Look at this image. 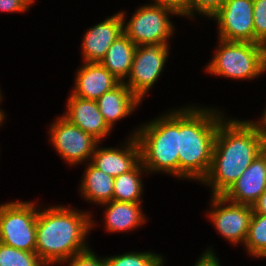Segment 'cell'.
<instances>
[{
  "mask_svg": "<svg viewBox=\"0 0 266 266\" xmlns=\"http://www.w3.org/2000/svg\"><path fill=\"white\" fill-rule=\"evenodd\" d=\"M266 190V147L223 195L227 201L252 206Z\"/></svg>",
  "mask_w": 266,
  "mask_h": 266,
  "instance_id": "12",
  "label": "cell"
},
{
  "mask_svg": "<svg viewBox=\"0 0 266 266\" xmlns=\"http://www.w3.org/2000/svg\"><path fill=\"white\" fill-rule=\"evenodd\" d=\"M253 0H225L213 15L220 25V39L255 43Z\"/></svg>",
  "mask_w": 266,
  "mask_h": 266,
  "instance_id": "9",
  "label": "cell"
},
{
  "mask_svg": "<svg viewBox=\"0 0 266 266\" xmlns=\"http://www.w3.org/2000/svg\"><path fill=\"white\" fill-rule=\"evenodd\" d=\"M136 45L124 34L119 35L111 44L100 63L120 82L129 75Z\"/></svg>",
  "mask_w": 266,
  "mask_h": 266,
  "instance_id": "18",
  "label": "cell"
},
{
  "mask_svg": "<svg viewBox=\"0 0 266 266\" xmlns=\"http://www.w3.org/2000/svg\"><path fill=\"white\" fill-rule=\"evenodd\" d=\"M214 117L205 109L179 111V176L202 181L207 176L216 133L223 122Z\"/></svg>",
  "mask_w": 266,
  "mask_h": 266,
  "instance_id": "3",
  "label": "cell"
},
{
  "mask_svg": "<svg viewBox=\"0 0 266 266\" xmlns=\"http://www.w3.org/2000/svg\"><path fill=\"white\" fill-rule=\"evenodd\" d=\"M71 258L72 261L69 266H106L105 259H97L96 256L88 249L72 256Z\"/></svg>",
  "mask_w": 266,
  "mask_h": 266,
  "instance_id": "27",
  "label": "cell"
},
{
  "mask_svg": "<svg viewBox=\"0 0 266 266\" xmlns=\"http://www.w3.org/2000/svg\"><path fill=\"white\" fill-rule=\"evenodd\" d=\"M4 119V116H3V113H1V111H0V123H1V121Z\"/></svg>",
  "mask_w": 266,
  "mask_h": 266,
  "instance_id": "34",
  "label": "cell"
},
{
  "mask_svg": "<svg viewBox=\"0 0 266 266\" xmlns=\"http://www.w3.org/2000/svg\"><path fill=\"white\" fill-rule=\"evenodd\" d=\"M38 211L31 203L12 202L0 206V242L35 252Z\"/></svg>",
  "mask_w": 266,
  "mask_h": 266,
  "instance_id": "6",
  "label": "cell"
},
{
  "mask_svg": "<svg viewBox=\"0 0 266 266\" xmlns=\"http://www.w3.org/2000/svg\"><path fill=\"white\" fill-rule=\"evenodd\" d=\"M225 0H187V15L193 8L207 16H213L224 4Z\"/></svg>",
  "mask_w": 266,
  "mask_h": 266,
  "instance_id": "26",
  "label": "cell"
},
{
  "mask_svg": "<svg viewBox=\"0 0 266 266\" xmlns=\"http://www.w3.org/2000/svg\"><path fill=\"white\" fill-rule=\"evenodd\" d=\"M213 197L215 209L210 216L219 233L232 242L245 243L253 215L252 206L232 202L231 205L219 209L218 207L224 205L227 200L220 195H213Z\"/></svg>",
  "mask_w": 266,
  "mask_h": 266,
  "instance_id": "11",
  "label": "cell"
},
{
  "mask_svg": "<svg viewBox=\"0 0 266 266\" xmlns=\"http://www.w3.org/2000/svg\"><path fill=\"white\" fill-rule=\"evenodd\" d=\"M131 140L129 147L124 151L111 148L96 150L95 148L92 163L98 169L114 178L133 170L142 162L140 145L135 135Z\"/></svg>",
  "mask_w": 266,
  "mask_h": 266,
  "instance_id": "16",
  "label": "cell"
},
{
  "mask_svg": "<svg viewBox=\"0 0 266 266\" xmlns=\"http://www.w3.org/2000/svg\"><path fill=\"white\" fill-rule=\"evenodd\" d=\"M45 266L36 252H28L0 242V266Z\"/></svg>",
  "mask_w": 266,
  "mask_h": 266,
  "instance_id": "23",
  "label": "cell"
},
{
  "mask_svg": "<svg viewBox=\"0 0 266 266\" xmlns=\"http://www.w3.org/2000/svg\"><path fill=\"white\" fill-rule=\"evenodd\" d=\"M106 266H161L162 258L152 253H130L106 258Z\"/></svg>",
  "mask_w": 266,
  "mask_h": 266,
  "instance_id": "24",
  "label": "cell"
},
{
  "mask_svg": "<svg viewBox=\"0 0 266 266\" xmlns=\"http://www.w3.org/2000/svg\"><path fill=\"white\" fill-rule=\"evenodd\" d=\"M173 10L157 6H144L136 11L123 33L136 45H167L166 38L172 34V24L167 13Z\"/></svg>",
  "mask_w": 266,
  "mask_h": 266,
  "instance_id": "7",
  "label": "cell"
},
{
  "mask_svg": "<svg viewBox=\"0 0 266 266\" xmlns=\"http://www.w3.org/2000/svg\"><path fill=\"white\" fill-rule=\"evenodd\" d=\"M253 212L256 214H266V190L260 195L252 205Z\"/></svg>",
  "mask_w": 266,
  "mask_h": 266,
  "instance_id": "31",
  "label": "cell"
},
{
  "mask_svg": "<svg viewBox=\"0 0 266 266\" xmlns=\"http://www.w3.org/2000/svg\"><path fill=\"white\" fill-rule=\"evenodd\" d=\"M261 122H263V123L262 124L261 123L260 124L252 123V125L256 128V130L258 131V133L263 138L264 143L266 144V112L264 113V118H263V120Z\"/></svg>",
  "mask_w": 266,
  "mask_h": 266,
  "instance_id": "32",
  "label": "cell"
},
{
  "mask_svg": "<svg viewBox=\"0 0 266 266\" xmlns=\"http://www.w3.org/2000/svg\"><path fill=\"white\" fill-rule=\"evenodd\" d=\"M141 129L135 136L141 149V167L151 171L163 170L178 176L179 111Z\"/></svg>",
  "mask_w": 266,
  "mask_h": 266,
  "instance_id": "4",
  "label": "cell"
},
{
  "mask_svg": "<svg viewBox=\"0 0 266 266\" xmlns=\"http://www.w3.org/2000/svg\"><path fill=\"white\" fill-rule=\"evenodd\" d=\"M195 266H220L217 258L210 251H207Z\"/></svg>",
  "mask_w": 266,
  "mask_h": 266,
  "instance_id": "30",
  "label": "cell"
},
{
  "mask_svg": "<svg viewBox=\"0 0 266 266\" xmlns=\"http://www.w3.org/2000/svg\"><path fill=\"white\" fill-rule=\"evenodd\" d=\"M141 202L109 201L106 210L107 229L111 232L130 230L144 222L140 208Z\"/></svg>",
  "mask_w": 266,
  "mask_h": 266,
  "instance_id": "19",
  "label": "cell"
},
{
  "mask_svg": "<svg viewBox=\"0 0 266 266\" xmlns=\"http://www.w3.org/2000/svg\"><path fill=\"white\" fill-rule=\"evenodd\" d=\"M52 142L64 159L72 164L93 156L99 142L78 126L61 117L50 128Z\"/></svg>",
  "mask_w": 266,
  "mask_h": 266,
  "instance_id": "10",
  "label": "cell"
},
{
  "mask_svg": "<svg viewBox=\"0 0 266 266\" xmlns=\"http://www.w3.org/2000/svg\"><path fill=\"white\" fill-rule=\"evenodd\" d=\"M255 43H266V0H253Z\"/></svg>",
  "mask_w": 266,
  "mask_h": 266,
  "instance_id": "25",
  "label": "cell"
},
{
  "mask_svg": "<svg viewBox=\"0 0 266 266\" xmlns=\"http://www.w3.org/2000/svg\"><path fill=\"white\" fill-rule=\"evenodd\" d=\"M140 165L138 164L133 170L116 176L114 178V201L141 202L142 183L139 178Z\"/></svg>",
  "mask_w": 266,
  "mask_h": 266,
  "instance_id": "21",
  "label": "cell"
},
{
  "mask_svg": "<svg viewBox=\"0 0 266 266\" xmlns=\"http://www.w3.org/2000/svg\"><path fill=\"white\" fill-rule=\"evenodd\" d=\"M119 83L120 81L100 62H87L78 71L76 87L72 95L96 101Z\"/></svg>",
  "mask_w": 266,
  "mask_h": 266,
  "instance_id": "14",
  "label": "cell"
},
{
  "mask_svg": "<svg viewBox=\"0 0 266 266\" xmlns=\"http://www.w3.org/2000/svg\"><path fill=\"white\" fill-rule=\"evenodd\" d=\"M221 46L207 70L232 78H253L264 69L262 44L220 40Z\"/></svg>",
  "mask_w": 266,
  "mask_h": 266,
  "instance_id": "5",
  "label": "cell"
},
{
  "mask_svg": "<svg viewBox=\"0 0 266 266\" xmlns=\"http://www.w3.org/2000/svg\"><path fill=\"white\" fill-rule=\"evenodd\" d=\"M124 15L119 13L91 28L83 39L86 62H100L111 44L123 33Z\"/></svg>",
  "mask_w": 266,
  "mask_h": 266,
  "instance_id": "13",
  "label": "cell"
},
{
  "mask_svg": "<svg viewBox=\"0 0 266 266\" xmlns=\"http://www.w3.org/2000/svg\"><path fill=\"white\" fill-rule=\"evenodd\" d=\"M245 245L254 256L266 257V214L253 212Z\"/></svg>",
  "mask_w": 266,
  "mask_h": 266,
  "instance_id": "22",
  "label": "cell"
},
{
  "mask_svg": "<svg viewBox=\"0 0 266 266\" xmlns=\"http://www.w3.org/2000/svg\"><path fill=\"white\" fill-rule=\"evenodd\" d=\"M81 188L88 200L103 204L113 200L114 177L101 171L92 163L86 170Z\"/></svg>",
  "mask_w": 266,
  "mask_h": 266,
  "instance_id": "20",
  "label": "cell"
},
{
  "mask_svg": "<svg viewBox=\"0 0 266 266\" xmlns=\"http://www.w3.org/2000/svg\"><path fill=\"white\" fill-rule=\"evenodd\" d=\"M67 107L69 113L63 117L98 141L111 130L99 111L97 101L71 94Z\"/></svg>",
  "mask_w": 266,
  "mask_h": 266,
  "instance_id": "15",
  "label": "cell"
},
{
  "mask_svg": "<svg viewBox=\"0 0 266 266\" xmlns=\"http://www.w3.org/2000/svg\"><path fill=\"white\" fill-rule=\"evenodd\" d=\"M153 5L169 8L175 14L187 15V0H155Z\"/></svg>",
  "mask_w": 266,
  "mask_h": 266,
  "instance_id": "28",
  "label": "cell"
},
{
  "mask_svg": "<svg viewBox=\"0 0 266 266\" xmlns=\"http://www.w3.org/2000/svg\"><path fill=\"white\" fill-rule=\"evenodd\" d=\"M225 125H224V124ZM219 124L212 163L203 182L212 184L213 194L223 196L246 168L266 147L251 122L229 121Z\"/></svg>",
  "mask_w": 266,
  "mask_h": 266,
  "instance_id": "1",
  "label": "cell"
},
{
  "mask_svg": "<svg viewBox=\"0 0 266 266\" xmlns=\"http://www.w3.org/2000/svg\"><path fill=\"white\" fill-rule=\"evenodd\" d=\"M264 48V69L266 70V43L263 45Z\"/></svg>",
  "mask_w": 266,
  "mask_h": 266,
  "instance_id": "33",
  "label": "cell"
},
{
  "mask_svg": "<svg viewBox=\"0 0 266 266\" xmlns=\"http://www.w3.org/2000/svg\"><path fill=\"white\" fill-rule=\"evenodd\" d=\"M90 223L92 224L89 215L61 206L38 212L35 252L40 260L45 265L50 262H65L68 258L86 251L83 238Z\"/></svg>",
  "mask_w": 266,
  "mask_h": 266,
  "instance_id": "2",
  "label": "cell"
},
{
  "mask_svg": "<svg viewBox=\"0 0 266 266\" xmlns=\"http://www.w3.org/2000/svg\"><path fill=\"white\" fill-rule=\"evenodd\" d=\"M33 0H0V9L9 12L25 11Z\"/></svg>",
  "mask_w": 266,
  "mask_h": 266,
  "instance_id": "29",
  "label": "cell"
},
{
  "mask_svg": "<svg viewBox=\"0 0 266 266\" xmlns=\"http://www.w3.org/2000/svg\"><path fill=\"white\" fill-rule=\"evenodd\" d=\"M96 101L99 111L110 129L114 121L130 114L136 104L140 102L123 82H120L112 90L105 92Z\"/></svg>",
  "mask_w": 266,
  "mask_h": 266,
  "instance_id": "17",
  "label": "cell"
},
{
  "mask_svg": "<svg viewBox=\"0 0 266 266\" xmlns=\"http://www.w3.org/2000/svg\"><path fill=\"white\" fill-rule=\"evenodd\" d=\"M168 49L167 45H141V47H136L128 75L130 76L129 82L126 85L140 101L161 73L168 55Z\"/></svg>",
  "mask_w": 266,
  "mask_h": 266,
  "instance_id": "8",
  "label": "cell"
}]
</instances>
